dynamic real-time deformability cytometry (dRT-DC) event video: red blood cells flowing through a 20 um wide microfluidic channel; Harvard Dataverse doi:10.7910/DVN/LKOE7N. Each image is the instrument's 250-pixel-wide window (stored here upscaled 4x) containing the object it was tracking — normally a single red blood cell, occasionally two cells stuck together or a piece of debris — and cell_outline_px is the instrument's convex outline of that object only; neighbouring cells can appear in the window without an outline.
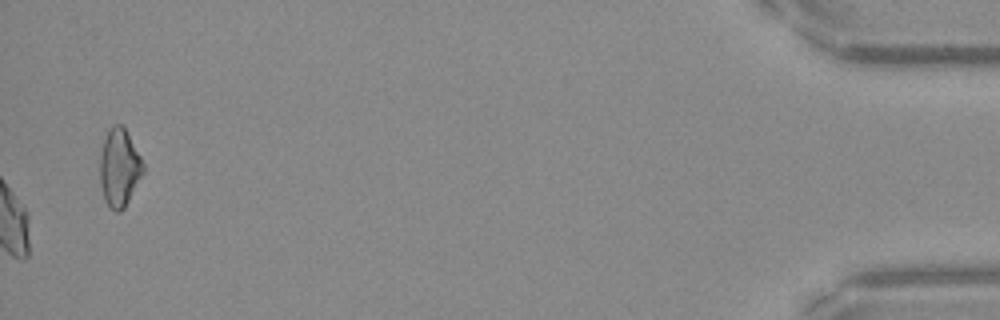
{"species": "Egyptian fruit bat (a non-hibernating species)", "species_latin": "Rousettus aegyptiacus", "temperature_condition": "warm", "stored_images_in_passage": 52, "camera_frame_rate_fps": 3000, "um_per_image_px": 0.085, "frame": {"image": 1, "passage_image": 52, "time_ms": 17.0, "image_size_px": [1000, 320], "cell_outline_px": [[144, 172], [124, 208], [120, 212], [116, 212], [104, 200], [100, 184], [100, 152], [108, 128], [112, 124], [124, 124], [144, 164]], "centroid_in_image_um": [10.14, 14.21], "position_along_channel_um": 425.1, "area_um2": 19.77}, "authors_computed_cell_mechanics": {"area_um2": 22.4553, "velocity_mm_per_s": 3.9314, "shape_relaxation_time_tau1_ms": null, "shape_relaxation_time_tau2_ms": 5.9691, "deformation_change_tau1": null, "deformation_change_tau2": 0.1253}}